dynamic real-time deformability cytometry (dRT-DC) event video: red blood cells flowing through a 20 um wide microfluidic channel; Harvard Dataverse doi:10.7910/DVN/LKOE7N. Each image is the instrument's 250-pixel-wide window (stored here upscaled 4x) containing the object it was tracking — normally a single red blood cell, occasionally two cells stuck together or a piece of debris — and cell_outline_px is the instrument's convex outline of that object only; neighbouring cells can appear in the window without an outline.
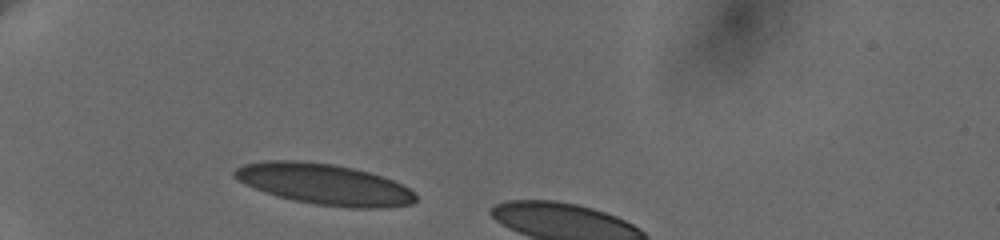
{"species": "human", "species_latin": "Homo sapiens", "temperature_condition": "cold", "stored_images_in_passage": 6, "camera_frame_rate_fps": 3000, "um_per_image_px": 0.085, "donor": {"sex": "female"}, "frame": {"image": 1, "passage_image": 1, "time_ms": 0.0, "image_size_px": [1000, 240], "cell_outline_px": [[416, 200], [412, 204], [388, 208], [352, 208], [316, 204], [276, 196], [264, 192], [244, 184], [236, 180], [232, 176], [232, 172], [236, 168], [244, 164], [268, 160], [296, 160], [336, 164], [368, 172], [392, 180], [416, 192]], "centroid_in_image_um": [27.55, 15.66], "position_along_channel_um": 57.5, "area_um2": 43.29}}